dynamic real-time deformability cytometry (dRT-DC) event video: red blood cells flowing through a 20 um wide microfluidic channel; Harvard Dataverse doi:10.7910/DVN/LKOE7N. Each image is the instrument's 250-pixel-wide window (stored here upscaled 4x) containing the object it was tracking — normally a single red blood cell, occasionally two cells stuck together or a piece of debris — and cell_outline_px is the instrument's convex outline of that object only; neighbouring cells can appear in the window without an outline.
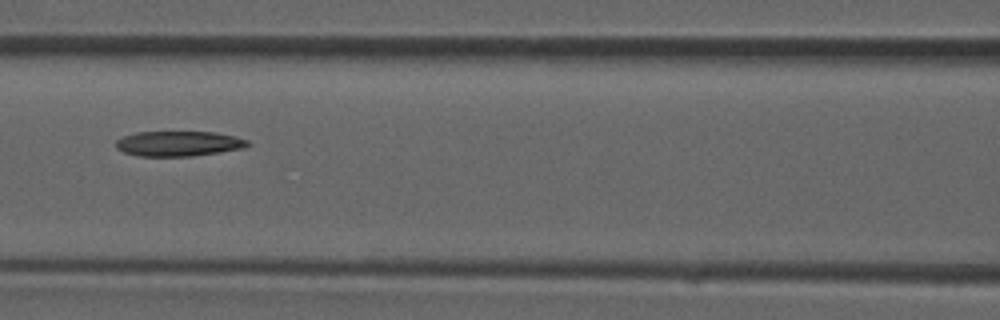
{"species": "common noctule bat (a hibernating species)", "species_latin": "Nyctalus noctula", "temperature_condition": "room temperature", "stored_images_in_passage": 37, "camera_frame_rate_fps": 3000, "um_per_image_px": 0.085, "animal": {"sex": "male", "forearm_length_mm": 52.5}, "frame": {"image": 1, "passage_image": 16, "time_ms": 5.0, "image_size_px": [1000, 320], "cell_outline_px": [[252, 144], [244, 148], [220, 152], [192, 156], [136, 156], [124, 152], [116, 148], [116, 140], [124, 136], [136, 132], [216, 132], [236, 136], [248, 140]], "centroid_in_image_um": [15.21, 12.21], "position_along_channel_um": 151.4, "area_um2": 19.42}}